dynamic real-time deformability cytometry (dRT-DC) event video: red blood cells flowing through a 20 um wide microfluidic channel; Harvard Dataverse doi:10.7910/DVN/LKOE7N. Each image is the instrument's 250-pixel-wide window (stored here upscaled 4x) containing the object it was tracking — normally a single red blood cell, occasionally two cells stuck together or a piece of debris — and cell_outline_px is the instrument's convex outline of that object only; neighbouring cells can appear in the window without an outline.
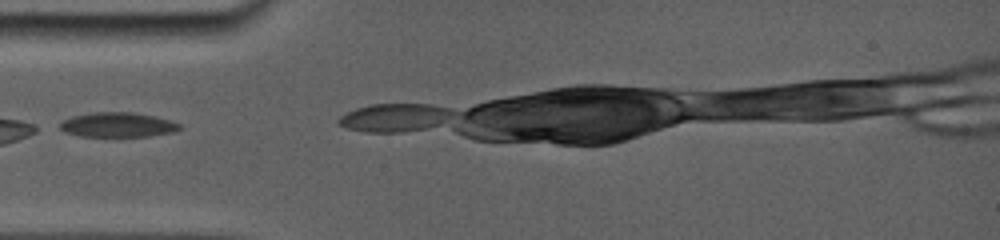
{"species": "common noctule bat (a hibernating species)", "species_latin": "Nyctalus noctula", "temperature_condition": "room temperature", "stored_images_in_passage": 3, "camera_frame_rate_fps": 5000, "um_per_image_px": 0.085, "animal": {"sex": "female", "body_mass_g": 19.0, "forearm_length_mm": 56.7}, "frame": {"image": 1, "passage_image": 1, "time_ms": 0.0, "image_size_px": [1000, 240], "cell_outline_px": [[184, 128], [172, 132], [148, 136], [80, 136], [64, 132], [60, 128], [60, 124], [64, 120], [72, 116], [92, 112], [132, 112], [156, 116], [172, 120], [180, 124]], "centroid_in_image_um": [10.04, 10.6], "position_along_channel_um": 75.0, "area_um2": 17.28}}